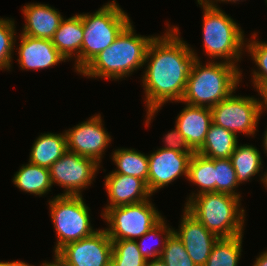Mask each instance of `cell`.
Masks as SVG:
<instances>
[{"mask_svg":"<svg viewBox=\"0 0 267 266\" xmlns=\"http://www.w3.org/2000/svg\"><path fill=\"white\" fill-rule=\"evenodd\" d=\"M203 8V43L204 51L209 58L223 59L224 62L236 65L242 57L246 44L244 31L218 5L214 6L204 0H197ZM238 24V25H237Z\"/></svg>","mask_w":267,"mask_h":266,"instance_id":"obj_5","label":"cell"},{"mask_svg":"<svg viewBox=\"0 0 267 266\" xmlns=\"http://www.w3.org/2000/svg\"><path fill=\"white\" fill-rule=\"evenodd\" d=\"M67 150L94 159L101 163L102 155L111 142V136L103 128L101 115H94L87 121L65 130Z\"/></svg>","mask_w":267,"mask_h":266,"instance_id":"obj_12","label":"cell"},{"mask_svg":"<svg viewBox=\"0 0 267 266\" xmlns=\"http://www.w3.org/2000/svg\"><path fill=\"white\" fill-rule=\"evenodd\" d=\"M238 136L229 130L211 123L198 154L210 158H230L238 143Z\"/></svg>","mask_w":267,"mask_h":266,"instance_id":"obj_21","label":"cell"},{"mask_svg":"<svg viewBox=\"0 0 267 266\" xmlns=\"http://www.w3.org/2000/svg\"><path fill=\"white\" fill-rule=\"evenodd\" d=\"M261 181L265 184V187L267 188V172H264L263 178L261 177Z\"/></svg>","mask_w":267,"mask_h":266,"instance_id":"obj_41","label":"cell"},{"mask_svg":"<svg viewBox=\"0 0 267 266\" xmlns=\"http://www.w3.org/2000/svg\"><path fill=\"white\" fill-rule=\"evenodd\" d=\"M171 27L163 36H155L148 46L142 77L145 92L146 125L164 103L182 100L188 76L198 56L180 39L179 27Z\"/></svg>","mask_w":267,"mask_h":266,"instance_id":"obj_1","label":"cell"},{"mask_svg":"<svg viewBox=\"0 0 267 266\" xmlns=\"http://www.w3.org/2000/svg\"><path fill=\"white\" fill-rule=\"evenodd\" d=\"M179 231L174 234L183 242L190 258L196 266H205L215 242L219 239L186 209L182 215Z\"/></svg>","mask_w":267,"mask_h":266,"instance_id":"obj_14","label":"cell"},{"mask_svg":"<svg viewBox=\"0 0 267 266\" xmlns=\"http://www.w3.org/2000/svg\"><path fill=\"white\" fill-rule=\"evenodd\" d=\"M215 192L227 193L236 197L241 195L235 192L239 183L230 158L214 159Z\"/></svg>","mask_w":267,"mask_h":266,"instance_id":"obj_30","label":"cell"},{"mask_svg":"<svg viewBox=\"0 0 267 266\" xmlns=\"http://www.w3.org/2000/svg\"><path fill=\"white\" fill-rule=\"evenodd\" d=\"M253 40V41H252ZM250 42V43H249ZM247 51L250 52L252 60L256 63L257 69L253 70V85L258 93H261L265 88H267V41H257L253 38L245 44Z\"/></svg>","mask_w":267,"mask_h":266,"instance_id":"obj_29","label":"cell"},{"mask_svg":"<svg viewBox=\"0 0 267 266\" xmlns=\"http://www.w3.org/2000/svg\"><path fill=\"white\" fill-rule=\"evenodd\" d=\"M101 215L107 220L109 228L105 230L111 240L140 239L163 218L149 199L108 208Z\"/></svg>","mask_w":267,"mask_h":266,"instance_id":"obj_8","label":"cell"},{"mask_svg":"<svg viewBox=\"0 0 267 266\" xmlns=\"http://www.w3.org/2000/svg\"><path fill=\"white\" fill-rule=\"evenodd\" d=\"M99 166L94 159L67 150L49 168L52 185L65 188L61 195L81 196V190L91 185Z\"/></svg>","mask_w":267,"mask_h":266,"instance_id":"obj_10","label":"cell"},{"mask_svg":"<svg viewBox=\"0 0 267 266\" xmlns=\"http://www.w3.org/2000/svg\"><path fill=\"white\" fill-rule=\"evenodd\" d=\"M259 95H261L263 98L262 100V108H263V111L264 109L267 108V88H265L261 93H259ZM267 110V109H266Z\"/></svg>","mask_w":267,"mask_h":266,"instance_id":"obj_37","label":"cell"},{"mask_svg":"<svg viewBox=\"0 0 267 266\" xmlns=\"http://www.w3.org/2000/svg\"><path fill=\"white\" fill-rule=\"evenodd\" d=\"M173 231L174 229H171L170 227H168V225H166L164 218H162L155 226H153L148 232H146L142 237H140L141 241L140 243L137 242V244L139 247V251L141 252L142 256L144 257L146 261L149 260V258H153V259L160 258L163 252V249L165 247L166 241L169 238V236L173 233ZM160 236H162L161 237L162 239L160 238ZM153 237L156 240L160 238L158 240V243L155 240V243L157 244L153 243L154 248L151 245L149 246V244H147V241L149 239L153 240ZM159 243L161 245H159Z\"/></svg>","mask_w":267,"mask_h":266,"instance_id":"obj_28","label":"cell"},{"mask_svg":"<svg viewBox=\"0 0 267 266\" xmlns=\"http://www.w3.org/2000/svg\"><path fill=\"white\" fill-rule=\"evenodd\" d=\"M253 266H267V251L262 252V254L256 258Z\"/></svg>","mask_w":267,"mask_h":266,"instance_id":"obj_34","label":"cell"},{"mask_svg":"<svg viewBox=\"0 0 267 266\" xmlns=\"http://www.w3.org/2000/svg\"><path fill=\"white\" fill-rule=\"evenodd\" d=\"M67 151L66 135L64 133H44L35 140L29 162L49 169Z\"/></svg>","mask_w":267,"mask_h":266,"instance_id":"obj_20","label":"cell"},{"mask_svg":"<svg viewBox=\"0 0 267 266\" xmlns=\"http://www.w3.org/2000/svg\"><path fill=\"white\" fill-rule=\"evenodd\" d=\"M240 200L227 193H192L185 209L218 238H228L244 233L245 210Z\"/></svg>","mask_w":267,"mask_h":266,"instance_id":"obj_4","label":"cell"},{"mask_svg":"<svg viewBox=\"0 0 267 266\" xmlns=\"http://www.w3.org/2000/svg\"><path fill=\"white\" fill-rule=\"evenodd\" d=\"M213 123L237 136V133L254 135L260 115L262 101L250 96L229 95L211 108Z\"/></svg>","mask_w":267,"mask_h":266,"instance_id":"obj_9","label":"cell"},{"mask_svg":"<svg viewBox=\"0 0 267 266\" xmlns=\"http://www.w3.org/2000/svg\"><path fill=\"white\" fill-rule=\"evenodd\" d=\"M112 240L105 229L86 238L71 242L62 247L56 254L63 266H110Z\"/></svg>","mask_w":267,"mask_h":266,"instance_id":"obj_11","label":"cell"},{"mask_svg":"<svg viewBox=\"0 0 267 266\" xmlns=\"http://www.w3.org/2000/svg\"><path fill=\"white\" fill-rule=\"evenodd\" d=\"M164 149L173 150L181 153H195L187 144L185 138L180 134L179 130L175 127L174 130L165 135Z\"/></svg>","mask_w":267,"mask_h":266,"instance_id":"obj_33","label":"cell"},{"mask_svg":"<svg viewBox=\"0 0 267 266\" xmlns=\"http://www.w3.org/2000/svg\"><path fill=\"white\" fill-rule=\"evenodd\" d=\"M212 122L211 108L186 104L177 116L175 127L185 138L190 148L197 152L202 147Z\"/></svg>","mask_w":267,"mask_h":266,"instance_id":"obj_17","label":"cell"},{"mask_svg":"<svg viewBox=\"0 0 267 266\" xmlns=\"http://www.w3.org/2000/svg\"><path fill=\"white\" fill-rule=\"evenodd\" d=\"M105 187L109 197L103 213L108 209L121 205L143 202L152 196L147 183L139 178L124 174H108Z\"/></svg>","mask_w":267,"mask_h":266,"instance_id":"obj_16","label":"cell"},{"mask_svg":"<svg viewBox=\"0 0 267 266\" xmlns=\"http://www.w3.org/2000/svg\"><path fill=\"white\" fill-rule=\"evenodd\" d=\"M204 1H205L206 3H208V4L212 5V6H214L215 1H216V2H218V1H220V2L222 1V2H223V1H224V2H234V3H235L236 1H240V0H215V1H214V0H204Z\"/></svg>","mask_w":267,"mask_h":266,"instance_id":"obj_39","label":"cell"},{"mask_svg":"<svg viewBox=\"0 0 267 266\" xmlns=\"http://www.w3.org/2000/svg\"><path fill=\"white\" fill-rule=\"evenodd\" d=\"M194 153L160 148L148 155V189L151 194L180 176L188 177L189 162Z\"/></svg>","mask_w":267,"mask_h":266,"instance_id":"obj_13","label":"cell"},{"mask_svg":"<svg viewBox=\"0 0 267 266\" xmlns=\"http://www.w3.org/2000/svg\"><path fill=\"white\" fill-rule=\"evenodd\" d=\"M230 160L236 172L238 183L250 181L262 167V159L259 150L252 145H238L230 156Z\"/></svg>","mask_w":267,"mask_h":266,"instance_id":"obj_24","label":"cell"},{"mask_svg":"<svg viewBox=\"0 0 267 266\" xmlns=\"http://www.w3.org/2000/svg\"><path fill=\"white\" fill-rule=\"evenodd\" d=\"M264 141H263V146H264V151H266V153H267V130L265 131V134H264V139H263Z\"/></svg>","mask_w":267,"mask_h":266,"instance_id":"obj_40","label":"cell"},{"mask_svg":"<svg viewBox=\"0 0 267 266\" xmlns=\"http://www.w3.org/2000/svg\"><path fill=\"white\" fill-rule=\"evenodd\" d=\"M25 25L21 34L42 39H52L63 19L57 9L48 4L30 3L22 7Z\"/></svg>","mask_w":267,"mask_h":266,"instance_id":"obj_18","label":"cell"},{"mask_svg":"<svg viewBox=\"0 0 267 266\" xmlns=\"http://www.w3.org/2000/svg\"><path fill=\"white\" fill-rule=\"evenodd\" d=\"M137 240H112V266H145Z\"/></svg>","mask_w":267,"mask_h":266,"instance_id":"obj_27","label":"cell"},{"mask_svg":"<svg viewBox=\"0 0 267 266\" xmlns=\"http://www.w3.org/2000/svg\"><path fill=\"white\" fill-rule=\"evenodd\" d=\"M210 61L203 66L199 57L197 58L188 76L181 102L191 106L212 108L235 93L242 76L238 65L223 61L215 62L213 59Z\"/></svg>","mask_w":267,"mask_h":266,"instance_id":"obj_3","label":"cell"},{"mask_svg":"<svg viewBox=\"0 0 267 266\" xmlns=\"http://www.w3.org/2000/svg\"><path fill=\"white\" fill-rule=\"evenodd\" d=\"M13 184L21 191L38 196L46 194L52 187L49 169L30 162L15 173Z\"/></svg>","mask_w":267,"mask_h":266,"instance_id":"obj_22","label":"cell"},{"mask_svg":"<svg viewBox=\"0 0 267 266\" xmlns=\"http://www.w3.org/2000/svg\"><path fill=\"white\" fill-rule=\"evenodd\" d=\"M130 22L115 41L79 73L83 76L120 80L144 66L147 49L155 36H141Z\"/></svg>","mask_w":267,"mask_h":266,"instance_id":"obj_2","label":"cell"},{"mask_svg":"<svg viewBox=\"0 0 267 266\" xmlns=\"http://www.w3.org/2000/svg\"><path fill=\"white\" fill-rule=\"evenodd\" d=\"M83 196L57 195L50 201V215L57 234L54 248L56 254L66 244L93 235L89 207L83 201Z\"/></svg>","mask_w":267,"mask_h":266,"instance_id":"obj_7","label":"cell"},{"mask_svg":"<svg viewBox=\"0 0 267 266\" xmlns=\"http://www.w3.org/2000/svg\"><path fill=\"white\" fill-rule=\"evenodd\" d=\"M15 23L0 18V69H11L12 52L16 41Z\"/></svg>","mask_w":267,"mask_h":266,"instance_id":"obj_32","label":"cell"},{"mask_svg":"<svg viewBox=\"0 0 267 266\" xmlns=\"http://www.w3.org/2000/svg\"><path fill=\"white\" fill-rule=\"evenodd\" d=\"M41 266H63L57 259L55 261L51 262H45Z\"/></svg>","mask_w":267,"mask_h":266,"instance_id":"obj_38","label":"cell"},{"mask_svg":"<svg viewBox=\"0 0 267 266\" xmlns=\"http://www.w3.org/2000/svg\"><path fill=\"white\" fill-rule=\"evenodd\" d=\"M187 180L200 187L196 195L215 192L214 159L204 157L195 152L189 162Z\"/></svg>","mask_w":267,"mask_h":266,"instance_id":"obj_26","label":"cell"},{"mask_svg":"<svg viewBox=\"0 0 267 266\" xmlns=\"http://www.w3.org/2000/svg\"><path fill=\"white\" fill-rule=\"evenodd\" d=\"M243 234L219 238L206 261L205 266H238L242 251Z\"/></svg>","mask_w":267,"mask_h":266,"instance_id":"obj_25","label":"cell"},{"mask_svg":"<svg viewBox=\"0 0 267 266\" xmlns=\"http://www.w3.org/2000/svg\"><path fill=\"white\" fill-rule=\"evenodd\" d=\"M160 259L167 266H196L187 253L183 242L174 232L167 239Z\"/></svg>","mask_w":267,"mask_h":266,"instance_id":"obj_31","label":"cell"},{"mask_svg":"<svg viewBox=\"0 0 267 266\" xmlns=\"http://www.w3.org/2000/svg\"><path fill=\"white\" fill-rule=\"evenodd\" d=\"M145 266H167L160 258L147 260Z\"/></svg>","mask_w":267,"mask_h":266,"instance_id":"obj_36","label":"cell"},{"mask_svg":"<svg viewBox=\"0 0 267 266\" xmlns=\"http://www.w3.org/2000/svg\"><path fill=\"white\" fill-rule=\"evenodd\" d=\"M0 266H34V265H29L28 263H25L23 261H11V262H2L0 261Z\"/></svg>","mask_w":267,"mask_h":266,"instance_id":"obj_35","label":"cell"},{"mask_svg":"<svg viewBox=\"0 0 267 266\" xmlns=\"http://www.w3.org/2000/svg\"><path fill=\"white\" fill-rule=\"evenodd\" d=\"M83 23L84 37L81 47V70L101 51L110 46L131 22L127 13L113 0L94 14H79Z\"/></svg>","mask_w":267,"mask_h":266,"instance_id":"obj_6","label":"cell"},{"mask_svg":"<svg viewBox=\"0 0 267 266\" xmlns=\"http://www.w3.org/2000/svg\"><path fill=\"white\" fill-rule=\"evenodd\" d=\"M84 37L83 23L79 14L68 19H62L55 32L52 43L60 54L66 59L75 55V70L81 71V47ZM73 54V55H72Z\"/></svg>","mask_w":267,"mask_h":266,"instance_id":"obj_19","label":"cell"},{"mask_svg":"<svg viewBox=\"0 0 267 266\" xmlns=\"http://www.w3.org/2000/svg\"><path fill=\"white\" fill-rule=\"evenodd\" d=\"M19 38L21 42L18 48L19 59L17 61L23 70L49 68L66 60L56 49L51 39L35 38L24 34H21Z\"/></svg>","mask_w":267,"mask_h":266,"instance_id":"obj_15","label":"cell"},{"mask_svg":"<svg viewBox=\"0 0 267 266\" xmlns=\"http://www.w3.org/2000/svg\"><path fill=\"white\" fill-rule=\"evenodd\" d=\"M112 160L118 169L110 174H124L144 180L148 186V155H145L135 149H116L112 153Z\"/></svg>","mask_w":267,"mask_h":266,"instance_id":"obj_23","label":"cell"}]
</instances>
